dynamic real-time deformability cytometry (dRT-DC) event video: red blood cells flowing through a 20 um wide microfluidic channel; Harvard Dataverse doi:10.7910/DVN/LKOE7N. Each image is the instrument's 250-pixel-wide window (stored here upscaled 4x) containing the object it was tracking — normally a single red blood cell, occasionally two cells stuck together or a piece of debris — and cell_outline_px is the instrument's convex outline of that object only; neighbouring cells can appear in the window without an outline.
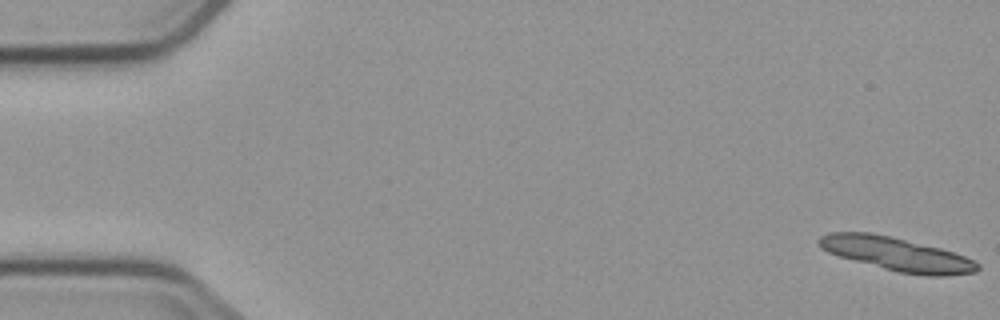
{"species": "common noctule bat (a hibernating species)", "species_latin": "Nyctalus noctula", "temperature_condition": "cold", "stored_images_in_passage": 5, "camera_frame_rate_fps": 3000, "um_per_image_px": 0.085, "animal": {"sex": "male", "body_mass_g": 23.1, "forearm_length_mm": 52.7}, "frame": {"image": 1, "passage_image": 1, "time_ms": 0.0, "image_size_px": [1000, 320], "cell_outline_px": [[980, 268], [976, 272], [944, 276], [928, 276], [900, 272], [884, 268], [840, 256], [828, 252], [820, 248], [816, 240], [820, 236], [828, 232], [872, 232], [940, 248], [964, 256], [980, 264]], "centroid_in_image_um": [76.2, 21.59], "position_along_channel_um": 8.8, "area_um2": 30.69}}
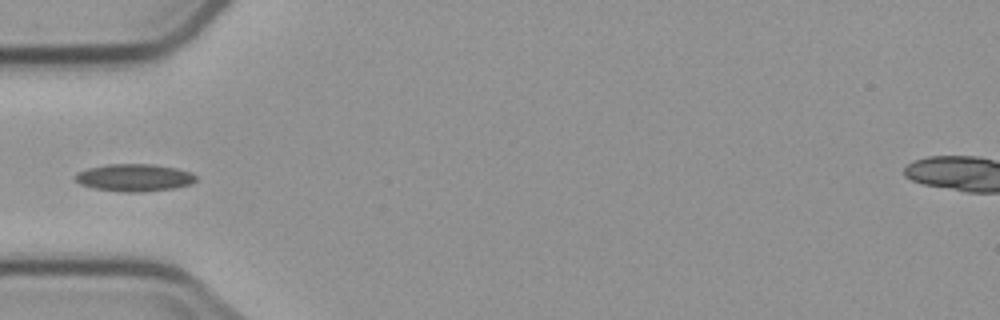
{"frame": {"image": 2, "passage_image": 5, "time_ms": 6.0, "image_size_px": [1000, 320], "cell_outline_px": [[196, 180], [192, 184], [172, 188], [140, 192], [124, 192], [92, 188], [80, 184], [76, 180], [76, 172], [88, 168], [108, 164], [152, 164], [176, 168], [192, 172], [196, 176]], "centroid_in_image_um": [11.42, 15.09], "position_along_channel_um": 73.6, "area_um2": 19.25}}